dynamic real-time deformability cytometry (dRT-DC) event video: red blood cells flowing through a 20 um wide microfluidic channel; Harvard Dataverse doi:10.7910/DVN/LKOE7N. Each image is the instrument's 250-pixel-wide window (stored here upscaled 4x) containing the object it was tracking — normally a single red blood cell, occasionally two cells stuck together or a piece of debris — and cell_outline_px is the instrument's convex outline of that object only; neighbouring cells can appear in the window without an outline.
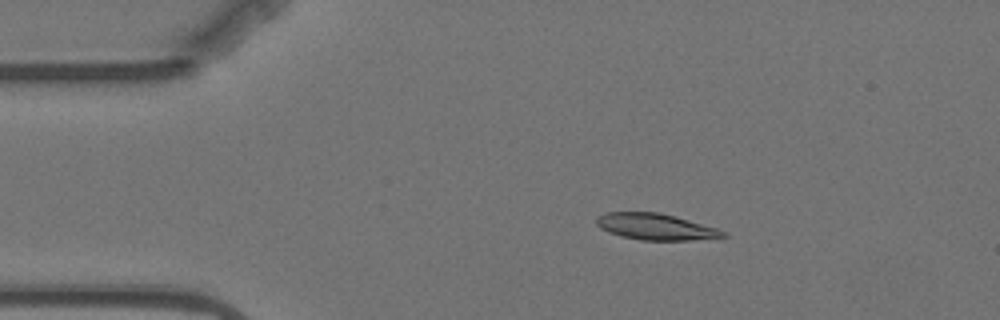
{"species": "Egyptian fruit bat (a non-hibernating species)", "species_latin": "Rousettus aegyptiacus", "temperature_condition": "warm", "stored_images_in_passage": 10, "camera_frame_rate_fps": 3000, "um_per_image_px": 0.085, "animal": {"sex": "female"}, "frame": {"image": 1, "passage_image": 2, "time_ms": 1.0, "image_size_px": [1000, 320], "cell_outline_px": [[728, 236], [692, 240], [640, 240], [620, 236], [608, 232], [600, 228], [596, 224], [596, 216], [604, 212], [660, 212], [716, 228], [724, 232]], "centroid_in_image_um": [55.65, 19.27], "position_along_channel_um": 29.3, "area_um2": 19.36}}
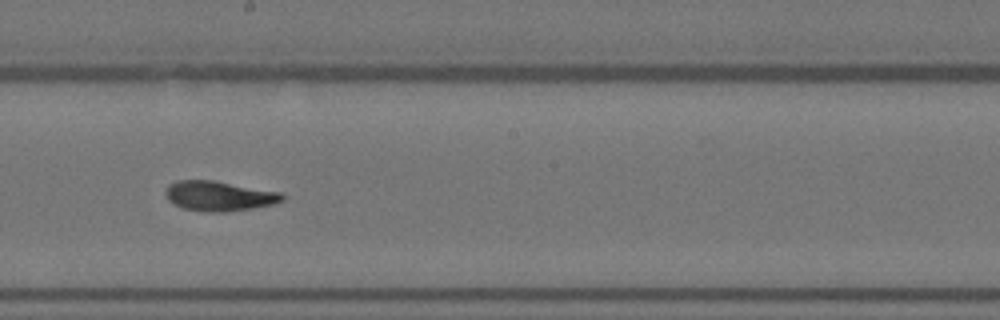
{"frame": {"image": 2, "passage_image": 7, "time_ms": 8.0, "image_size_px": [1000, 320], "cell_outline_px": [[284, 200], [276, 204], [252, 208], [224, 212], [212, 212], [184, 208], [168, 200], [168, 184], [176, 180], [212, 180], [280, 192], [284, 196]], "centroid_in_image_um": [18.67, 16.65], "position_along_channel_um": 229.5, "area_um2": 20.0}}
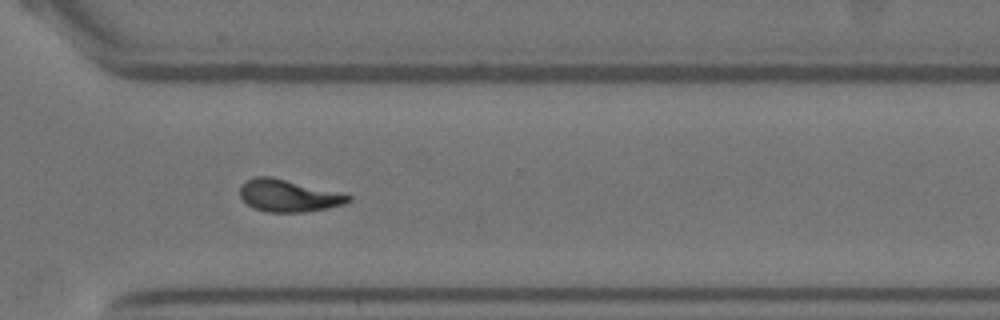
{"frame": {"image": 3, "passage_image": 10, "time_ms": 11.333, "image_size_px": [1000, 320], "cell_outline_px": [[352, 200], [344, 204], [328, 208], [304, 212], [268, 212], [252, 208], [240, 196], [240, 184], [256, 176], [272, 176], [352, 196]], "centroid_in_image_um": [24.49, 16.63], "position_along_channel_um": 346.1, "area_um2": 20.17}}